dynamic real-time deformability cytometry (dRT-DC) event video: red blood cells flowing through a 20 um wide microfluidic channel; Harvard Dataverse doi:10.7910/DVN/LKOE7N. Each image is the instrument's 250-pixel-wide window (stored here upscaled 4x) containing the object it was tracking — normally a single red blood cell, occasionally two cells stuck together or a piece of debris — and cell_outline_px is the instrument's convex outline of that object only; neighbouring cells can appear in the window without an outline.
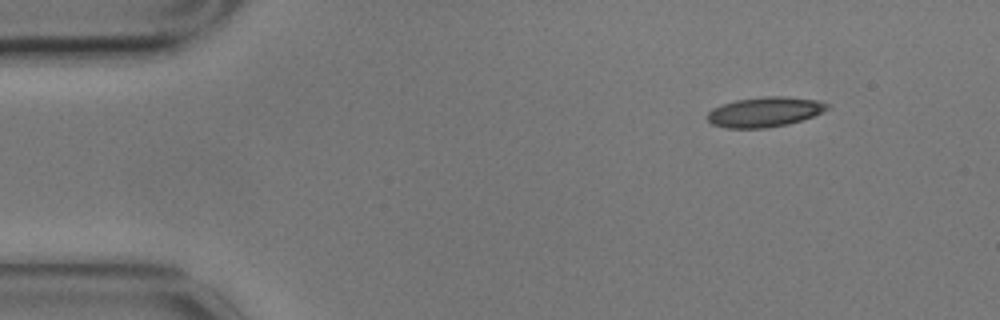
{"species": "common noctule bat (a hibernating species)", "species_latin": "Nyctalus noctula", "temperature_condition": "cold", "stored_images_in_passage": 51, "camera_frame_rate_fps": 3000, "um_per_image_px": 0.085, "animal": {"sex": "male", "body_mass_g": 17.9}, "frame": {"image": 1, "passage_image": 1, "time_ms": 0.0, "image_size_px": [1000, 320], "cell_outline_px": [[832, 108], [812, 116], [788, 124], [764, 128], [728, 128], [712, 124], [704, 116], [712, 108], [736, 100], [764, 96], [780, 96], [816, 100], [828, 104]], "centroid_in_image_um": [64.97, 9.51], "position_along_channel_um": 20.0, "area_um2": 20.81}}
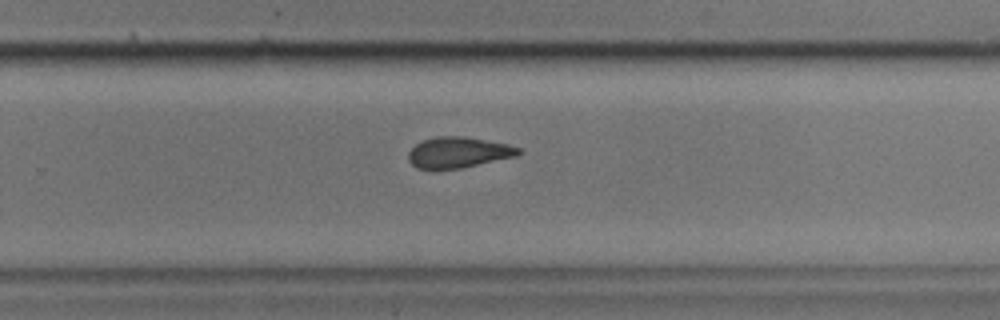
{"frame": {"image": 2, "passage_image": 31, "time_ms": 10.0, "image_size_px": [1000, 320], "cell_outline_px": [[520, 152], [516, 156], [460, 168], [436, 172], [416, 168], [408, 160], [408, 152], [416, 144], [424, 140], [436, 136], [464, 136], [508, 144], [520, 148]], "centroid_in_image_um": [38.89, 12.99], "position_along_channel_um": 290.9, "area_um2": 20.11}}
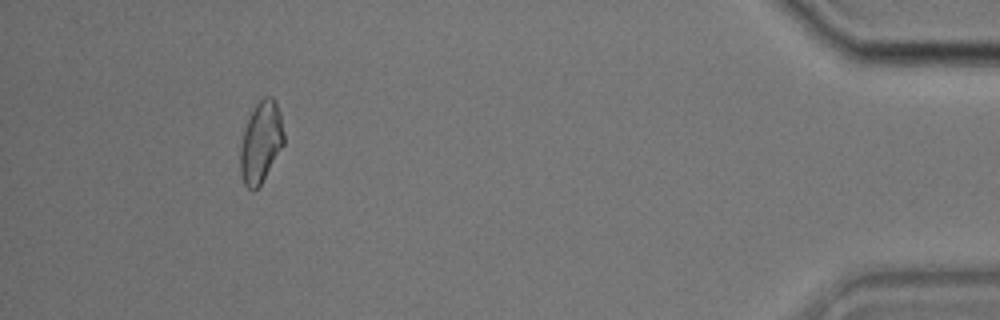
{"frame": {"image": 3, "passage_image": 47, "time_ms": 15.333, "image_size_px": [1000, 320], "cell_outline_px": [[284, 144], [260, 184], [252, 192], [244, 184], [240, 172], [240, 144], [244, 128], [252, 108], [264, 96], [272, 96], [276, 100], [280, 112], [284, 132]], "centroid_in_image_um": [22.17, 12.04], "position_along_channel_um": 413.0, "area_um2": 20.75}, "authors_computed_cell_mechanics": {"area_um2": 20.6924, "velocity_mm_per_s": 3.4848, "shape_relaxation_time_tau1_ms": 5.9245, "shape_relaxation_time_tau2_ms": 3.508, "deformation_change_tau1": 0.1593, "deformation_change_tau2": 0.1115}}